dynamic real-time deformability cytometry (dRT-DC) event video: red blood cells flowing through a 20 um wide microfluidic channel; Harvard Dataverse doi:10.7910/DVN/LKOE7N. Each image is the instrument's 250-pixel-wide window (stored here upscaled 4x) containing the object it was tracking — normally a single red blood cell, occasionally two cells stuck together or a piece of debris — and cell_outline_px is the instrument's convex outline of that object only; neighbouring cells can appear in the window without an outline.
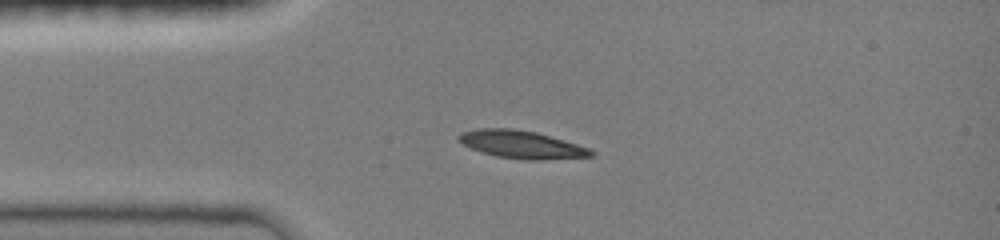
{"species": "common noctule bat (a hibernating species)", "species_latin": "Nyctalus noctula", "temperature_condition": "room temperature", "stored_images_in_passage": 29, "camera_frame_rate_fps": 3000, "um_per_image_px": 0.085, "animal": {"sex": "female", "body_mass_g": 19.0, "forearm_length_mm": 51.5}, "frame": {"image": 1, "passage_image": 1, "time_ms": 0.0, "image_size_px": [1000, 240], "cell_outline_px": [[596, 156], [540, 160], [524, 160], [496, 156], [480, 152], [456, 140], [456, 136], [460, 132], [476, 128], [512, 128], [536, 132], [576, 144], [588, 148], [596, 152]], "centroid_in_image_um": [44.29, 12.28], "position_along_channel_um": 40.7, "area_um2": 21.56}}
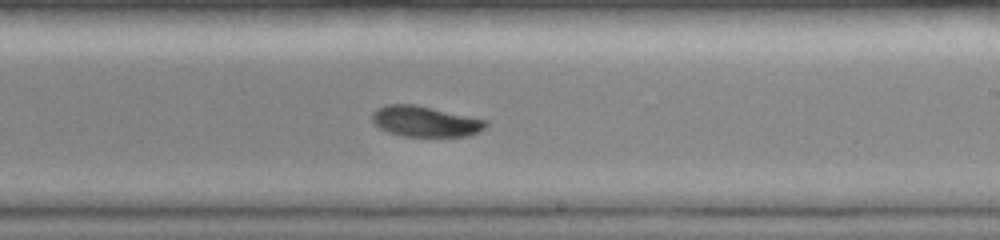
{"frame": {"image": 2, "passage_image": 15, "time_ms": 5.667, "image_size_px": [1000, 240], "cell_outline_px": [[488, 124], [480, 132], [468, 136], [400, 136], [388, 132], [380, 128], [372, 120], [372, 112], [376, 108], [384, 104], [416, 104], [488, 120]], "centroid_in_image_um": [36.14, 10.31], "position_along_channel_um": 252.9, "area_um2": 20.52}}
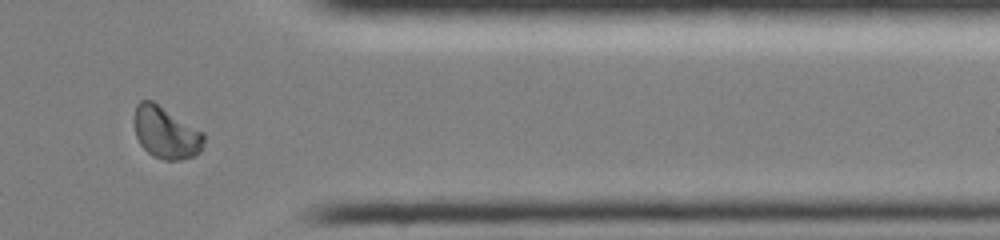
{"frame": {"image": 3, "passage_image": 25, "time_ms": 9.333, "image_size_px": [1000, 240], "cell_outline_px": [[204, 144], [200, 152], [192, 156], [180, 160], [164, 160], [152, 156], [140, 144], [136, 136], [136, 104], [140, 100], [152, 100], [204, 132]], "centroid_in_image_um": [14.13, 11.28], "position_along_channel_um": 397.3, "area_um2": 20.92}, "authors_computed_cell_mechanics": {"area_um2": 21.097, "velocity_mm_per_s": 4.0551, "shape_relaxation_time_tau1_ms": 4.5007, "shape_relaxation_time_tau2_ms": 4.413, "deformation_change_tau1": 0.125, "deformation_change_tau2": 0.0727}}